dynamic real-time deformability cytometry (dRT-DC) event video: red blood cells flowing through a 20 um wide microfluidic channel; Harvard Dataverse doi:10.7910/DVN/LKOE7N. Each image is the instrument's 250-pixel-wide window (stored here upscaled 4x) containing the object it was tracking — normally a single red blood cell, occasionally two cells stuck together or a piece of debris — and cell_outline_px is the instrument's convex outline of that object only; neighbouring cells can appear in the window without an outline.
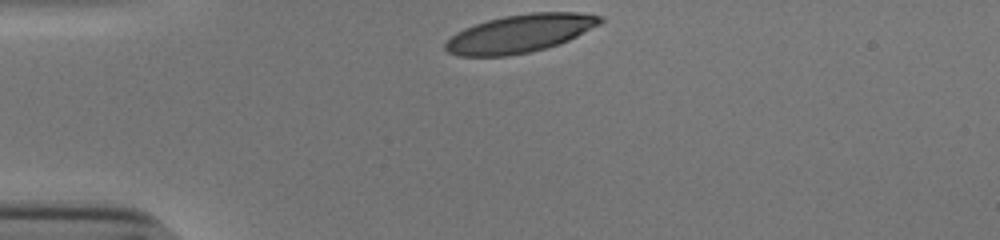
{"species": "human", "species_latin": "Homo sapiens", "temperature_condition": "cold", "stored_images_in_passage": 31, "camera_frame_rate_fps": 3000, "um_per_image_px": 0.085, "donor": {"sex": "male"}, "frame": {"image": 1, "passage_image": 1, "time_ms": 0.0, "image_size_px": [1000, 240], "cell_outline_px": [[604, 20], [600, 24], [560, 44], [532, 52], [508, 56], [460, 56], [448, 52], [444, 48], [444, 44], [456, 32], [464, 28], [488, 20], [504, 16], [528, 12], [576, 12], [604, 16]], "centroid_in_image_um": [44.21, 2.85], "position_along_channel_um": 40.8, "area_um2": 34.39}}
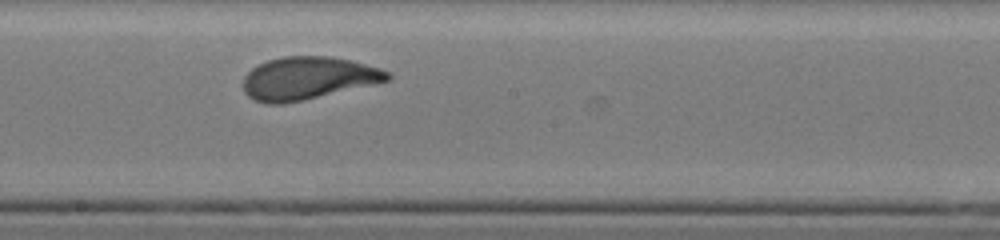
{"frame": {"image": 2, "passage_image": 18, "time_ms": 5.667, "image_size_px": [1000, 240], "cell_outline_px": [[392, 80], [304, 100], [284, 104], [264, 104], [252, 100], [244, 92], [244, 76], [252, 68], [268, 60], [284, 56], [328, 56], [348, 60], [380, 68], [388, 72], [392, 76]], "centroid_in_image_um": [26.16, 6.66], "position_along_channel_um": 222.0, "area_um2": 35.95}}
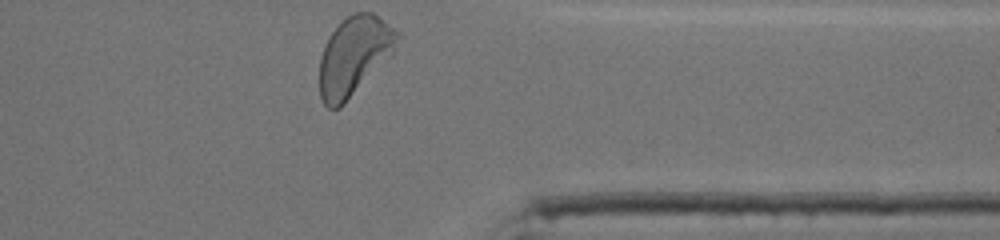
{"frame": {"image": 3, "passage_image": 31, "time_ms": 10.0, "image_size_px": [1000, 240], "cell_outline_px": [[404, 36], [396, 48], [344, 104], [340, 108], [328, 108], [324, 104], [320, 96], [320, 56], [324, 44], [328, 36], [352, 12], [372, 12], [400, 32]], "centroid_in_image_um": [30.11, 4.72], "position_along_channel_um": 381.3, "area_um2": 35.43}, "authors_computed_cell_mechanics": {"area_um2": 35.4314, "velocity_mm_per_s": 3.8306, "shape_relaxation_time_tau1_ms": 3.1694, "shape_relaxation_time_tau2_ms": null, "deformation_change_tau1": 0.1877, "deformation_change_tau2": null}}